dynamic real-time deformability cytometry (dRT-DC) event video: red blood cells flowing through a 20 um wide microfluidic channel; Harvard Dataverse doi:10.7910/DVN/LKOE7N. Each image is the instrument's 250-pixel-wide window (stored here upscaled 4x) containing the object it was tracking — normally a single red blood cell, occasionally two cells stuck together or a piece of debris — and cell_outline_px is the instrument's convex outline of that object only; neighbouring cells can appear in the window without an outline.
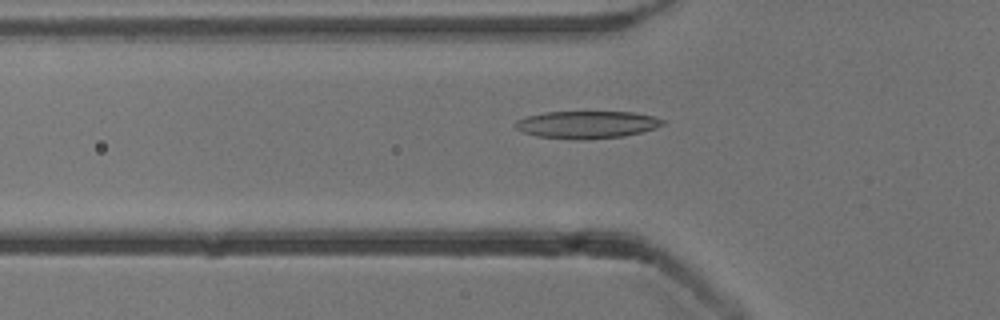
{"species": "common noctule bat (a hibernating species)", "species_latin": "Nyctalus noctula", "temperature_condition": "cold", "stored_images_in_passage": 46, "camera_frame_rate_fps": 3000, "um_per_image_px": 0.085, "animal": {"sex": "male", "body_mass_g": 13.3}, "frame": {"image": 1, "passage_image": 15, "time_ms": 4.667, "image_size_px": [1000, 320], "cell_outline_px": [[664, 124], [656, 128], [624, 136], [576, 140], [536, 136], [524, 132], [516, 128], [512, 124], [516, 120], [524, 116], [544, 112], [632, 112], [652, 116], [664, 120]], "centroid_in_image_um": [49.83, 10.59], "position_along_channel_um": 76.0, "area_um2": 23.58}}
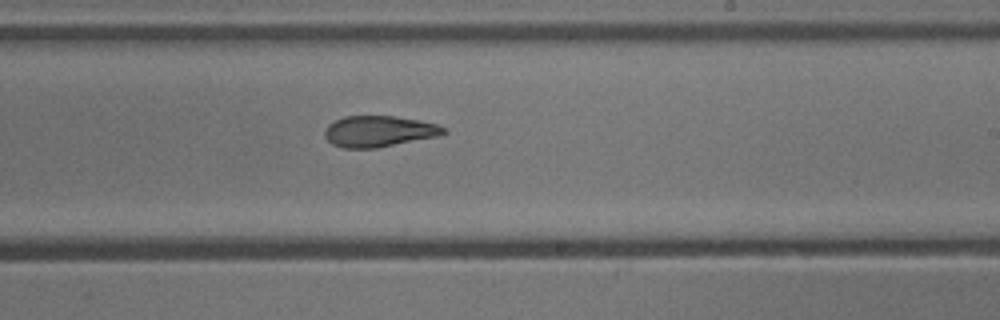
{"frame": {"image": 2, "passage_image": 29, "time_ms": 9.333, "image_size_px": [1000, 320], "cell_outline_px": [[448, 132], [440, 136], [376, 148], [344, 148], [332, 144], [324, 136], [324, 132], [328, 124], [344, 116], [392, 116], [420, 120], [436, 124], [444, 128]], "centroid_in_image_um": [32.21, 11.16], "position_along_channel_um": 256.8, "area_um2": 21.56}}
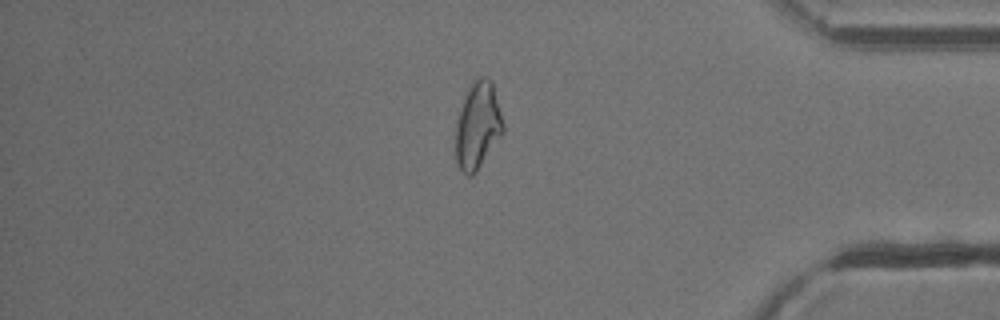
{"frame": {"image": 3, "passage_image": 42, "time_ms": 13.667, "image_size_px": [1000, 320], "cell_outline_px": [[504, 132], [476, 172], [472, 176], [468, 176], [460, 168], [456, 160], [456, 124], [460, 108], [468, 88], [476, 76], [484, 76], [492, 80], [504, 124]], "centroid_in_image_um": [40.62, 10.64], "position_along_channel_um": 394.6, "area_um2": 24.04}, "authors_computed_cell_mechanics": {"area_um2": 22.8888, "velocity_mm_per_s": 3.8544, "shape_relaxation_time_tau1_ms": 6.2416, "shape_relaxation_time_tau2_ms": 3.5383, "deformation_change_tau1": 0.1847, "deformation_change_tau2": 0.0939}}